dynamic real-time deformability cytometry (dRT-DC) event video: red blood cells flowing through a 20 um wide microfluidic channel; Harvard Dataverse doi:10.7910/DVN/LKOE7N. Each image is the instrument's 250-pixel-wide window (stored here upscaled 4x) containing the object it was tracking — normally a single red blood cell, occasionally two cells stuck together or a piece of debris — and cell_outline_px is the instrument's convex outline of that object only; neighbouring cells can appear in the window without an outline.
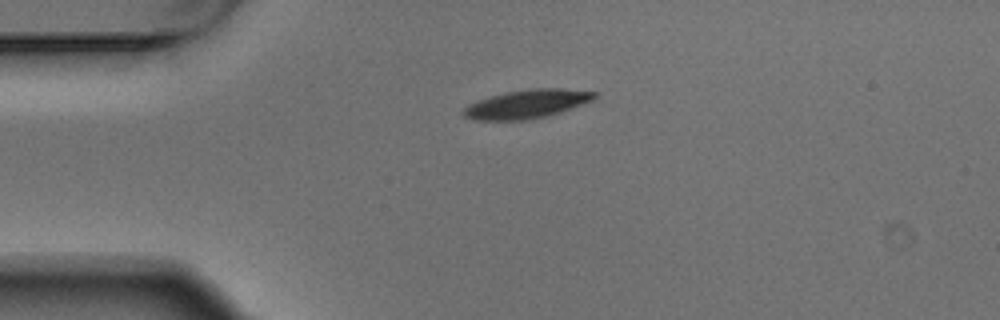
{"species": "Egyptian fruit bat (a non-hibernating species)", "species_latin": "Rousettus aegyptiacus", "temperature_condition": "warm", "stored_images_in_passage": 1, "camera_frame_rate_fps": 3000, "um_per_image_px": 0.085, "animal": {"sex": "male"}, "frame": {"image": 1, "passage_image": 1, "time_ms": 0.0, "image_size_px": [1000, 320], "cell_outline_px": [[600, 96], [592, 100], [560, 112], [548, 116], [524, 120], [472, 120], [464, 116], [464, 108], [468, 104], [492, 96], [508, 92], [532, 88], [560, 88], [596, 92]], "centroid_in_image_um": [44.81, 8.84], "position_along_channel_um": 40.2, "area_um2": 21.62}}